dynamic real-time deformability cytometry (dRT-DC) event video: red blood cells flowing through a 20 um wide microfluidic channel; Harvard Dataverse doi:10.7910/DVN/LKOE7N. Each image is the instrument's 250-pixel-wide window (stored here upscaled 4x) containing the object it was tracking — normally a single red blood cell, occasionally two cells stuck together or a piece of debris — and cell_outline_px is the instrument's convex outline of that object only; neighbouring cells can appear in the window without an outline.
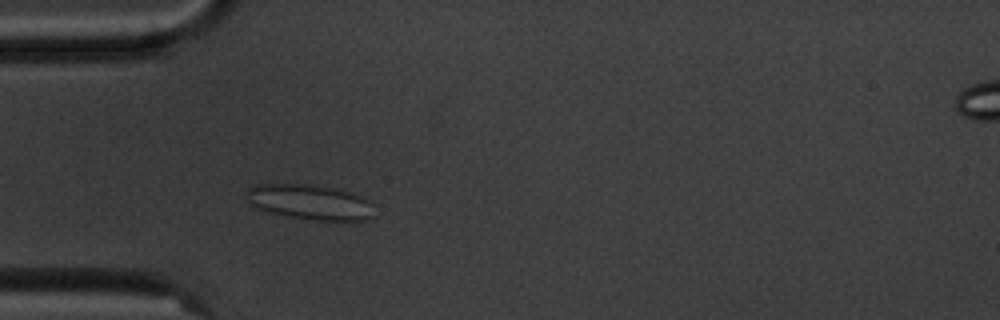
{"species": "common noctule bat (a hibernating species)", "species_latin": "Nyctalus noctula", "temperature_condition": "cold", "stored_images_in_passage": 5, "camera_frame_rate_fps": 3000, "um_per_image_px": 0.085, "animal": {"sex": "male", "body_mass_g": 20.1, "forearm_length_mm": 53.5}, "frame": {"image": 1, "passage_image": 5, "time_ms": 5.667, "image_size_px": [1000, 320], "cell_outline_px": [[376, 216], [368, 220], [320, 220], [288, 216], [268, 212], [256, 208], [248, 204], [248, 188], [256, 184], [308, 184], [332, 188], [348, 192], [360, 196], [368, 200]], "centroid_in_image_um": [26.33, 17.18], "position_along_channel_um": 58.7, "area_um2": 25.95}}